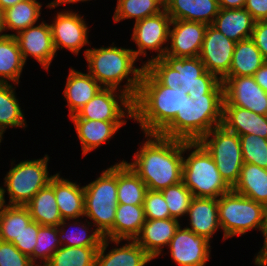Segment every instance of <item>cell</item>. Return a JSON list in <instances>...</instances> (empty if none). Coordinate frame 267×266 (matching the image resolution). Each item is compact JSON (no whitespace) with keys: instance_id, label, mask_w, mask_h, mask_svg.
I'll return each mask as SVG.
<instances>
[{"instance_id":"6da1fadb","label":"cell","mask_w":267,"mask_h":266,"mask_svg":"<svg viewBox=\"0 0 267 266\" xmlns=\"http://www.w3.org/2000/svg\"><path fill=\"white\" fill-rule=\"evenodd\" d=\"M131 162L124 160L148 190L161 191L182 181L183 141L158 134H144ZM142 144V146H141ZM133 161V162H132Z\"/></svg>"},{"instance_id":"7a4b0ae2","label":"cell","mask_w":267,"mask_h":266,"mask_svg":"<svg viewBox=\"0 0 267 266\" xmlns=\"http://www.w3.org/2000/svg\"><path fill=\"white\" fill-rule=\"evenodd\" d=\"M190 97L180 87L161 85L145 68L133 100L134 119L143 134H159Z\"/></svg>"},{"instance_id":"3957f363","label":"cell","mask_w":267,"mask_h":266,"mask_svg":"<svg viewBox=\"0 0 267 266\" xmlns=\"http://www.w3.org/2000/svg\"><path fill=\"white\" fill-rule=\"evenodd\" d=\"M114 45L112 42V45L108 47L85 49L83 54L88 63L87 72L103 88L121 90L134 100L145 67L143 65L135 66L138 59L132 49ZM123 81L126 83L121 85Z\"/></svg>"},{"instance_id":"277c9868","label":"cell","mask_w":267,"mask_h":266,"mask_svg":"<svg viewBox=\"0 0 267 266\" xmlns=\"http://www.w3.org/2000/svg\"><path fill=\"white\" fill-rule=\"evenodd\" d=\"M224 94H205L186 100L181 112L158 134L186 142L199 141L222 125Z\"/></svg>"},{"instance_id":"5b68a950","label":"cell","mask_w":267,"mask_h":266,"mask_svg":"<svg viewBox=\"0 0 267 266\" xmlns=\"http://www.w3.org/2000/svg\"><path fill=\"white\" fill-rule=\"evenodd\" d=\"M218 215L223 241L258 230L264 243L255 258L267 247V208L263 204L231 190L218 198Z\"/></svg>"},{"instance_id":"8992f818","label":"cell","mask_w":267,"mask_h":266,"mask_svg":"<svg viewBox=\"0 0 267 266\" xmlns=\"http://www.w3.org/2000/svg\"><path fill=\"white\" fill-rule=\"evenodd\" d=\"M183 153L187 157L183 156L182 182L193 197L218 199L232 190L221 177L211 154L199 141H183Z\"/></svg>"},{"instance_id":"52a82bcc","label":"cell","mask_w":267,"mask_h":266,"mask_svg":"<svg viewBox=\"0 0 267 266\" xmlns=\"http://www.w3.org/2000/svg\"><path fill=\"white\" fill-rule=\"evenodd\" d=\"M117 197V163L84 185V218L105 236L114 225Z\"/></svg>"},{"instance_id":"ba28073f","label":"cell","mask_w":267,"mask_h":266,"mask_svg":"<svg viewBox=\"0 0 267 266\" xmlns=\"http://www.w3.org/2000/svg\"><path fill=\"white\" fill-rule=\"evenodd\" d=\"M144 67L161 85L180 87L187 94L195 84H223L216 75L206 71L199 57L164 55Z\"/></svg>"},{"instance_id":"9c48e42d","label":"cell","mask_w":267,"mask_h":266,"mask_svg":"<svg viewBox=\"0 0 267 266\" xmlns=\"http://www.w3.org/2000/svg\"><path fill=\"white\" fill-rule=\"evenodd\" d=\"M49 161L48 154L39 159L22 160L17 164L12 159L10 170L4 177L5 188H2L4 204L25 206L40 189L46 187L55 175L49 174ZM5 193L9 195L8 202Z\"/></svg>"},{"instance_id":"30bf717a","label":"cell","mask_w":267,"mask_h":266,"mask_svg":"<svg viewBox=\"0 0 267 266\" xmlns=\"http://www.w3.org/2000/svg\"><path fill=\"white\" fill-rule=\"evenodd\" d=\"M199 142L211 154L221 177L233 188L244 164L240 137L220 125L204 135Z\"/></svg>"},{"instance_id":"8fae6325","label":"cell","mask_w":267,"mask_h":266,"mask_svg":"<svg viewBox=\"0 0 267 266\" xmlns=\"http://www.w3.org/2000/svg\"><path fill=\"white\" fill-rule=\"evenodd\" d=\"M171 22V17L164 9L157 15L146 17L134 23L131 41L137 47V49L132 48L135 57L137 59H141V56L142 58L147 57L148 51H155L156 53V55H151V58H148L147 61H143V66L165 55L168 47Z\"/></svg>"},{"instance_id":"7c38bea8","label":"cell","mask_w":267,"mask_h":266,"mask_svg":"<svg viewBox=\"0 0 267 266\" xmlns=\"http://www.w3.org/2000/svg\"><path fill=\"white\" fill-rule=\"evenodd\" d=\"M70 119L127 122L134 119L133 99L114 88H102Z\"/></svg>"},{"instance_id":"4fadbf2b","label":"cell","mask_w":267,"mask_h":266,"mask_svg":"<svg viewBox=\"0 0 267 266\" xmlns=\"http://www.w3.org/2000/svg\"><path fill=\"white\" fill-rule=\"evenodd\" d=\"M70 10L55 13L56 16L49 25L56 53L59 49L66 48L77 56L82 48L92 43L89 42V28L84 16L76 10Z\"/></svg>"},{"instance_id":"5bb4252c","label":"cell","mask_w":267,"mask_h":266,"mask_svg":"<svg viewBox=\"0 0 267 266\" xmlns=\"http://www.w3.org/2000/svg\"><path fill=\"white\" fill-rule=\"evenodd\" d=\"M223 106H237L267 115V92L256 82L253 76H225Z\"/></svg>"},{"instance_id":"9a60e30c","label":"cell","mask_w":267,"mask_h":266,"mask_svg":"<svg viewBox=\"0 0 267 266\" xmlns=\"http://www.w3.org/2000/svg\"><path fill=\"white\" fill-rule=\"evenodd\" d=\"M182 224L168 245L171 260L178 266H205L211 258V242Z\"/></svg>"},{"instance_id":"2e32d148","label":"cell","mask_w":267,"mask_h":266,"mask_svg":"<svg viewBox=\"0 0 267 266\" xmlns=\"http://www.w3.org/2000/svg\"><path fill=\"white\" fill-rule=\"evenodd\" d=\"M236 42L227 38L212 25H207L199 58L206 71L222 80L228 73Z\"/></svg>"},{"instance_id":"e0dca14e","label":"cell","mask_w":267,"mask_h":266,"mask_svg":"<svg viewBox=\"0 0 267 266\" xmlns=\"http://www.w3.org/2000/svg\"><path fill=\"white\" fill-rule=\"evenodd\" d=\"M14 37L24 62L28 57L34 58L48 72L52 60L57 56L49 23L42 18L39 24L20 31Z\"/></svg>"},{"instance_id":"ac0fdd59","label":"cell","mask_w":267,"mask_h":266,"mask_svg":"<svg viewBox=\"0 0 267 266\" xmlns=\"http://www.w3.org/2000/svg\"><path fill=\"white\" fill-rule=\"evenodd\" d=\"M207 24L186 20H172L165 55L198 57ZM170 44V45H169Z\"/></svg>"},{"instance_id":"d6986e66","label":"cell","mask_w":267,"mask_h":266,"mask_svg":"<svg viewBox=\"0 0 267 266\" xmlns=\"http://www.w3.org/2000/svg\"><path fill=\"white\" fill-rule=\"evenodd\" d=\"M126 242L123 244L122 240L103 238L97 251L95 266H146L152 262L153 259L135 240ZM111 243L116 246H112L106 253Z\"/></svg>"},{"instance_id":"ffe728a7","label":"cell","mask_w":267,"mask_h":266,"mask_svg":"<svg viewBox=\"0 0 267 266\" xmlns=\"http://www.w3.org/2000/svg\"><path fill=\"white\" fill-rule=\"evenodd\" d=\"M180 222L174 218L146 220L135 241L155 260L168 247Z\"/></svg>"},{"instance_id":"44dd1931","label":"cell","mask_w":267,"mask_h":266,"mask_svg":"<svg viewBox=\"0 0 267 266\" xmlns=\"http://www.w3.org/2000/svg\"><path fill=\"white\" fill-rule=\"evenodd\" d=\"M189 223L186 226L198 236L211 242V238L221 229L218 215V199L193 197L187 212Z\"/></svg>"},{"instance_id":"7402d4cb","label":"cell","mask_w":267,"mask_h":266,"mask_svg":"<svg viewBox=\"0 0 267 266\" xmlns=\"http://www.w3.org/2000/svg\"><path fill=\"white\" fill-rule=\"evenodd\" d=\"M74 123L77 137L82 146V155L109 144L110 140L127 122H110L101 120L70 119Z\"/></svg>"},{"instance_id":"603a6c76","label":"cell","mask_w":267,"mask_h":266,"mask_svg":"<svg viewBox=\"0 0 267 266\" xmlns=\"http://www.w3.org/2000/svg\"><path fill=\"white\" fill-rule=\"evenodd\" d=\"M63 97L69 108V117L75 115L103 87L88 72L69 69Z\"/></svg>"},{"instance_id":"cb8c5ba5","label":"cell","mask_w":267,"mask_h":266,"mask_svg":"<svg viewBox=\"0 0 267 266\" xmlns=\"http://www.w3.org/2000/svg\"><path fill=\"white\" fill-rule=\"evenodd\" d=\"M165 10L172 20L212 25L219 12L218 0H167Z\"/></svg>"},{"instance_id":"d4e9b609","label":"cell","mask_w":267,"mask_h":266,"mask_svg":"<svg viewBox=\"0 0 267 266\" xmlns=\"http://www.w3.org/2000/svg\"><path fill=\"white\" fill-rule=\"evenodd\" d=\"M77 181L54 175V193L62 219L84 218V186Z\"/></svg>"},{"instance_id":"484cf974","label":"cell","mask_w":267,"mask_h":266,"mask_svg":"<svg viewBox=\"0 0 267 266\" xmlns=\"http://www.w3.org/2000/svg\"><path fill=\"white\" fill-rule=\"evenodd\" d=\"M222 125L238 136L252 134L267 139V115L237 106H223Z\"/></svg>"},{"instance_id":"4316f807","label":"cell","mask_w":267,"mask_h":266,"mask_svg":"<svg viewBox=\"0 0 267 266\" xmlns=\"http://www.w3.org/2000/svg\"><path fill=\"white\" fill-rule=\"evenodd\" d=\"M143 205L118 203L113 228L104 236L111 240H135L145 223Z\"/></svg>"},{"instance_id":"83f0119b","label":"cell","mask_w":267,"mask_h":266,"mask_svg":"<svg viewBox=\"0 0 267 266\" xmlns=\"http://www.w3.org/2000/svg\"><path fill=\"white\" fill-rule=\"evenodd\" d=\"M255 20L245 9L220 8L212 23L218 31L234 42L251 38Z\"/></svg>"},{"instance_id":"f1b7e54d","label":"cell","mask_w":267,"mask_h":266,"mask_svg":"<svg viewBox=\"0 0 267 266\" xmlns=\"http://www.w3.org/2000/svg\"><path fill=\"white\" fill-rule=\"evenodd\" d=\"M67 225L72 228L65 229ZM92 227L94 225L86 218L82 222L80 218L63 219L58 225L60 245L68 247H100L104 236L96 228L92 229Z\"/></svg>"},{"instance_id":"f546056e","label":"cell","mask_w":267,"mask_h":266,"mask_svg":"<svg viewBox=\"0 0 267 266\" xmlns=\"http://www.w3.org/2000/svg\"><path fill=\"white\" fill-rule=\"evenodd\" d=\"M25 206L28 208L33 221L42 226H58L63 219L56 203L54 177Z\"/></svg>"},{"instance_id":"4dcf8cb0","label":"cell","mask_w":267,"mask_h":266,"mask_svg":"<svg viewBox=\"0 0 267 266\" xmlns=\"http://www.w3.org/2000/svg\"><path fill=\"white\" fill-rule=\"evenodd\" d=\"M232 190L267 208V169L244 163L239 180Z\"/></svg>"},{"instance_id":"1f68e13d","label":"cell","mask_w":267,"mask_h":266,"mask_svg":"<svg viewBox=\"0 0 267 266\" xmlns=\"http://www.w3.org/2000/svg\"><path fill=\"white\" fill-rule=\"evenodd\" d=\"M16 84L0 83V139L8 128L25 129L27 121L16 96Z\"/></svg>"},{"instance_id":"d6a6232c","label":"cell","mask_w":267,"mask_h":266,"mask_svg":"<svg viewBox=\"0 0 267 266\" xmlns=\"http://www.w3.org/2000/svg\"><path fill=\"white\" fill-rule=\"evenodd\" d=\"M144 181L124 161L117 163L118 203L143 205L147 191Z\"/></svg>"},{"instance_id":"836d02e7","label":"cell","mask_w":267,"mask_h":266,"mask_svg":"<svg viewBox=\"0 0 267 266\" xmlns=\"http://www.w3.org/2000/svg\"><path fill=\"white\" fill-rule=\"evenodd\" d=\"M25 64L15 37L0 38V83L19 86Z\"/></svg>"},{"instance_id":"e575fe53","label":"cell","mask_w":267,"mask_h":266,"mask_svg":"<svg viewBox=\"0 0 267 266\" xmlns=\"http://www.w3.org/2000/svg\"><path fill=\"white\" fill-rule=\"evenodd\" d=\"M266 62L251 38L235 44L232 63L226 76H253Z\"/></svg>"},{"instance_id":"d590c367","label":"cell","mask_w":267,"mask_h":266,"mask_svg":"<svg viewBox=\"0 0 267 266\" xmlns=\"http://www.w3.org/2000/svg\"><path fill=\"white\" fill-rule=\"evenodd\" d=\"M41 3L37 0H22L6 9L3 13L5 31L14 32L10 36H15L20 31L38 24L42 13Z\"/></svg>"},{"instance_id":"8d00e7d4","label":"cell","mask_w":267,"mask_h":266,"mask_svg":"<svg viewBox=\"0 0 267 266\" xmlns=\"http://www.w3.org/2000/svg\"><path fill=\"white\" fill-rule=\"evenodd\" d=\"M165 9L162 0H117L113 20L115 23L127 19L134 22L159 14Z\"/></svg>"},{"instance_id":"74e56055","label":"cell","mask_w":267,"mask_h":266,"mask_svg":"<svg viewBox=\"0 0 267 266\" xmlns=\"http://www.w3.org/2000/svg\"><path fill=\"white\" fill-rule=\"evenodd\" d=\"M32 221L26 206L4 205L0 212V240L12 242Z\"/></svg>"},{"instance_id":"f35d334b","label":"cell","mask_w":267,"mask_h":266,"mask_svg":"<svg viewBox=\"0 0 267 266\" xmlns=\"http://www.w3.org/2000/svg\"><path fill=\"white\" fill-rule=\"evenodd\" d=\"M99 247L61 246L46 266H95Z\"/></svg>"},{"instance_id":"ab89813d","label":"cell","mask_w":267,"mask_h":266,"mask_svg":"<svg viewBox=\"0 0 267 266\" xmlns=\"http://www.w3.org/2000/svg\"><path fill=\"white\" fill-rule=\"evenodd\" d=\"M60 247L58 226L38 224L36 244L33 253L29 256L30 260L34 265H37V263L38 265H46Z\"/></svg>"},{"instance_id":"60d3db41","label":"cell","mask_w":267,"mask_h":266,"mask_svg":"<svg viewBox=\"0 0 267 266\" xmlns=\"http://www.w3.org/2000/svg\"><path fill=\"white\" fill-rule=\"evenodd\" d=\"M161 192L169 208L171 218L180 221L182 216L187 215L193 194L182 181L162 189Z\"/></svg>"},{"instance_id":"b9f144b4","label":"cell","mask_w":267,"mask_h":266,"mask_svg":"<svg viewBox=\"0 0 267 266\" xmlns=\"http://www.w3.org/2000/svg\"><path fill=\"white\" fill-rule=\"evenodd\" d=\"M239 137L244 163L267 169V139L252 134Z\"/></svg>"},{"instance_id":"7bdbcfd3","label":"cell","mask_w":267,"mask_h":266,"mask_svg":"<svg viewBox=\"0 0 267 266\" xmlns=\"http://www.w3.org/2000/svg\"><path fill=\"white\" fill-rule=\"evenodd\" d=\"M143 207L146 220L171 218L169 208L161 191L147 190Z\"/></svg>"},{"instance_id":"ee69618b","label":"cell","mask_w":267,"mask_h":266,"mask_svg":"<svg viewBox=\"0 0 267 266\" xmlns=\"http://www.w3.org/2000/svg\"><path fill=\"white\" fill-rule=\"evenodd\" d=\"M0 266H34L30 257L21 253L13 243L0 240Z\"/></svg>"},{"instance_id":"f6af8a7d","label":"cell","mask_w":267,"mask_h":266,"mask_svg":"<svg viewBox=\"0 0 267 266\" xmlns=\"http://www.w3.org/2000/svg\"><path fill=\"white\" fill-rule=\"evenodd\" d=\"M38 234V223L31 221L22 231L18 238H14L11 242L23 254L30 256L35 248Z\"/></svg>"},{"instance_id":"bcb514c9","label":"cell","mask_w":267,"mask_h":266,"mask_svg":"<svg viewBox=\"0 0 267 266\" xmlns=\"http://www.w3.org/2000/svg\"><path fill=\"white\" fill-rule=\"evenodd\" d=\"M251 39L267 61V20L255 21Z\"/></svg>"},{"instance_id":"7dc6e473","label":"cell","mask_w":267,"mask_h":266,"mask_svg":"<svg viewBox=\"0 0 267 266\" xmlns=\"http://www.w3.org/2000/svg\"><path fill=\"white\" fill-rule=\"evenodd\" d=\"M244 8L255 21L267 20V0H246Z\"/></svg>"},{"instance_id":"c3c4849f","label":"cell","mask_w":267,"mask_h":266,"mask_svg":"<svg viewBox=\"0 0 267 266\" xmlns=\"http://www.w3.org/2000/svg\"><path fill=\"white\" fill-rule=\"evenodd\" d=\"M205 94H224L223 84H195L189 90V97H199Z\"/></svg>"},{"instance_id":"681fc988","label":"cell","mask_w":267,"mask_h":266,"mask_svg":"<svg viewBox=\"0 0 267 266\" xmlns=\"http://www.w3.org/2000/svg\"><path fill=\"white\" fill-rule=\"evenodd\" d=\"M255 82L267 92V61L253 75Z\"/></svg>"},{"instance_id":"f907efd6","label":"cell","mask_w":267,"mask_h":266,"mask_svg":"<svg viewBox=\"0 0 267 266\" xmlns=\"http://www.w3.org/2000/svg\"><path fill=\"white\" fill-rule=\"evenodd\" d=\"M246 0H218L220 8L223 9H240L244 8Z\"/></svg>"},{"instance_id":"816d5d0a","label":"cell","mask_w":267,"mask_h":266,"mask_svg":"<svg viewBox=\"0 0 267 266\" xmlns=\"http://www.w3.org/2000/svg\"><path fill=\"white\" fill-rule=\"evenodd\" d=\"M87 1H92V0H56V1H51L50 3H48V5H46V8L48 9H55L61 5H66V4H75V3H84V2H87Z\"/></svg>"},{"instance_id":"f5cc1de1","label":"cell","mask_w":267,"mask_h":266,"mask_svg":"<svg viewBox=\"0 0 267 266\" xmlns=\"http://www.w3.org/2000/svg\"><path fill=\"white\" fill-rule=\"evenodd\" d=\"M253 261L256 266H267V247Z\"/></svg>"},{"instance_id":"db71d44e","label":"cell","mask_w":267,"mask_h":266,"mask_svg":"<svg viewBox=\"0 0 267 266\" xmlns=\"http://www.w3.org/2000/svg\"><path fill=\"white\" fill-rule=\"evenodd\" d=\"M20 1L22 0H0V7L3 11H5L6 9L13 7Z\"/></svg>"},{"instance_id":"11a10c76","label":"cell","mask_w":267,"mask_h":266,"mask_svg":"<svg viewBox=\"0 0 267 266\" xmlns=\"http://www.w3.org/2000/svg\"><path fill=\"white\" fill-rule=\"evenodd\" d=\"M3 13H4V11L0 7V38L5 37V36H10V34H11V33L5 32ZM3 32H5V33H3Z\"/></svg>"},{"instance_id":"9f6ffc18","label":"cell","mask_w":267,"mask_h":266,"mask_svg":"<svg viewBox=\"0 0 267 266\" xmlns=\"http://www.w3.org/2000/svg\"><path fill=\"white\" fill-rule=\"evenodd\" d=\"M3 186H0V212L2 211V208L4 207V200H3Z\"/></svg>"}]
</instances>
